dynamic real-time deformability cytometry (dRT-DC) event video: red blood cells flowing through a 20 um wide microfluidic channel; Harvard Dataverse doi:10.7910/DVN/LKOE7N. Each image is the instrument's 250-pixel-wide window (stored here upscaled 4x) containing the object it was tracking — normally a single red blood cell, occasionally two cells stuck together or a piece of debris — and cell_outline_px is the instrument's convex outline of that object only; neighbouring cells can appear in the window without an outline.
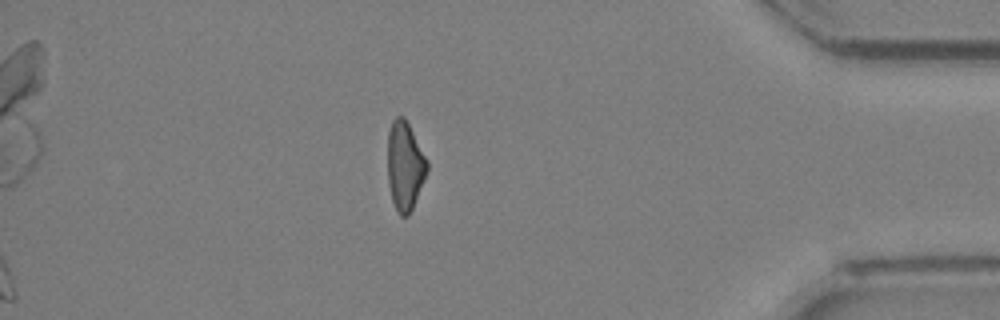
{"species": "Egyptian fruit bat (a non-hibernating species)", "species_latin": "Rousettus aegyptiacus", "temperature_condition": "room temperature", "stored_images_in_passage": 25, "camera_frame_rate_fps": 3000, "um_per_image_px": 0.085, "animal": {"sex": "female"}, "frame": {"image": 1, "passage_image": 25, "time_ms": 8.0, "image_size_px": [1000, 320], "cell_outline_px": [[428, 168], [424, 180], [412, 208], [408, 216], [400, 216], [396, 212], [392, 200], [388, 184], [388, 132], [392, 120], [396, 116], [404, 116], [428, 160]], "centroid_in_image_um": [34.41, 14.1], "position_along_channel_um": 400.8, "area_um2": 20.46}}